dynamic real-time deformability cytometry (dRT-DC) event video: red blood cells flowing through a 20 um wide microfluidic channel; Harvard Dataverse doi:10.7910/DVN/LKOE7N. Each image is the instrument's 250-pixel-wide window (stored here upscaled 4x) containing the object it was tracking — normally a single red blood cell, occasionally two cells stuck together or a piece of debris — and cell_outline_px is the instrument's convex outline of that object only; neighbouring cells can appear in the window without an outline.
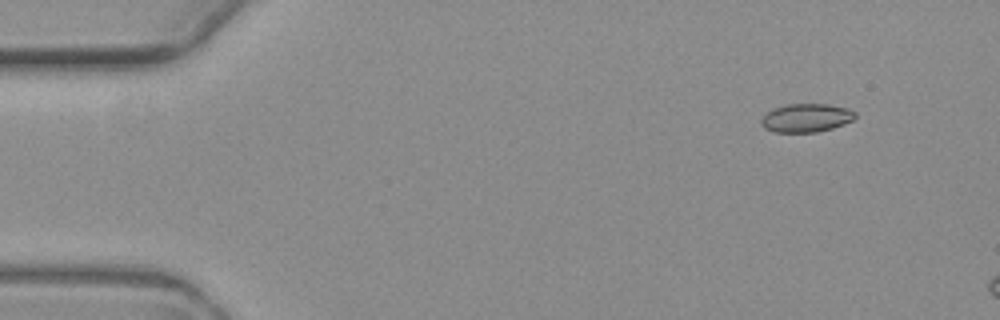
{"species": "common noctule bat (a hibernating species)", "species_latin": "Nyctalus noctula", "temperature_condition": "warm", "stored_images_in_passage": 4, "camera_frame_rate_fps": 3000, "um_per_image_px": 0.085, "animal": {"sex": "female", "body_mass_g": 19.3, "forearm_length_mm": 54.1}, "frame": {"image": 1, "passage_image": 1, "time_ms": 0.0, "image_size_px": [1000, 320], "cell_outline_px": [[856, 116], [852, 120], [844, 124], [832, 128], [816, 132], [772, 132], [764, 128], [760, 124], [760, 120], [764, 112], [772, 108], [784, 104], [828, 104], [848, 108], [856, 112]], "centroid_in_image_um": [68.47, 10.01], "position_along_channel_um": 16.5, "area_um2": 15.9}}